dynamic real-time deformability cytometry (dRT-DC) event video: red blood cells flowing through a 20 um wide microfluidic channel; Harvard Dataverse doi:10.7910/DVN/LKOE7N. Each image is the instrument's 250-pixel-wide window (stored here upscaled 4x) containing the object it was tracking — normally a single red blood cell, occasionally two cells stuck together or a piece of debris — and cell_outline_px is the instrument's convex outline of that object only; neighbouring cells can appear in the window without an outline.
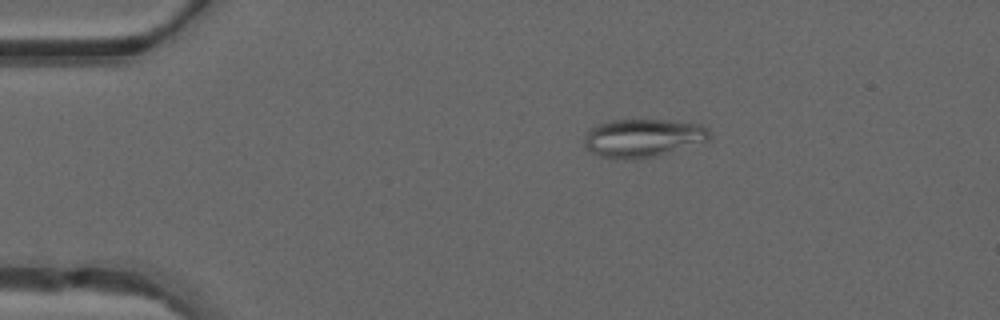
{"species": "common noctule bat (a hibernating species)", "species_latin": "Nyctalus noctula", "temperature_condition": "warm", "stored_images_in_passage": 48, "camera_frame_rate_fps": 3000, "um_per_image_px": 0.085, "animal": {"sex": "male", "forearm_length_mm": 52.5}, "frame": {"image": 1, "passage_image": 9, "time_ms": 2.667, "image_size_px": [1000, 320], "cell_outline_px": [[712, 136], [708, 140], [656, 156], [636, 160], [624, 160], [600, 156], [592, 152], [584, 144], [584, 140], [588, 132], [596, 124], [608, 120], [672, 120], [700, 124], [708, 128], [712, 132]], "centroid_in_image_um": [54.67, 11.72], "position_along_channel_um": 30.3, "area_um2": 28.03}}
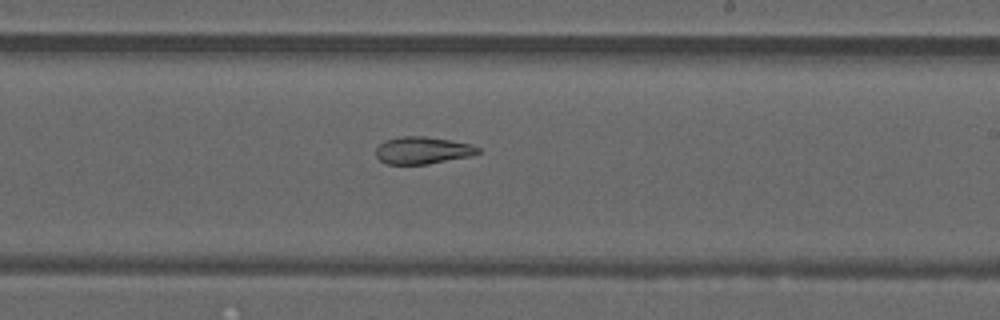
{"frame": {"image": 2, "passage_image": 29, "time_ms": 9.333, "image_size_px": [1000, 320], "cell_outline_px": [[480, 152], [468, 156], [428, 164], [388, 164], [380, 160], [376, 156], [376, 148], [384, 140], [400, 136], [424, 136], [472, 144], [480, 148]], "centroid_in_image_um": [35.89, 12.77], "position_along_channel_um": 253.1, "area_um2": 16.07}}
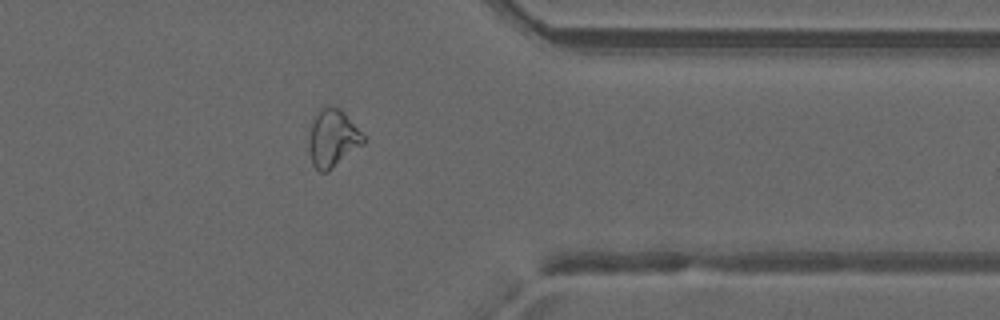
{"frame": {"image": 3, "passage_image": 39, "time_ms": 12.667, "image_size_px": [1000, 320], "cell_outline_px": [[364, 144], [328, 172], [320, 172], [312, 164], [308, 148], [308, 140], [312, 116], [320, 108], [340, 108], [344, 112], [364, 136]], "centroid_in_image_um": [28.24, 11.77], "position_along_channel_um": 383.2, "area_um2": 18.38}, "authors_computed_cell_mechanics": {"area_um2": 20.2878, "velocity_mm_per_s": 4.2016, "shape_relaxation_time_tau1_ms": null, "shape_relaxation_time_tau2_ms": 2.9293, "deformation_change_tau1": null, "deformation_change_tau2": 0.1027}}